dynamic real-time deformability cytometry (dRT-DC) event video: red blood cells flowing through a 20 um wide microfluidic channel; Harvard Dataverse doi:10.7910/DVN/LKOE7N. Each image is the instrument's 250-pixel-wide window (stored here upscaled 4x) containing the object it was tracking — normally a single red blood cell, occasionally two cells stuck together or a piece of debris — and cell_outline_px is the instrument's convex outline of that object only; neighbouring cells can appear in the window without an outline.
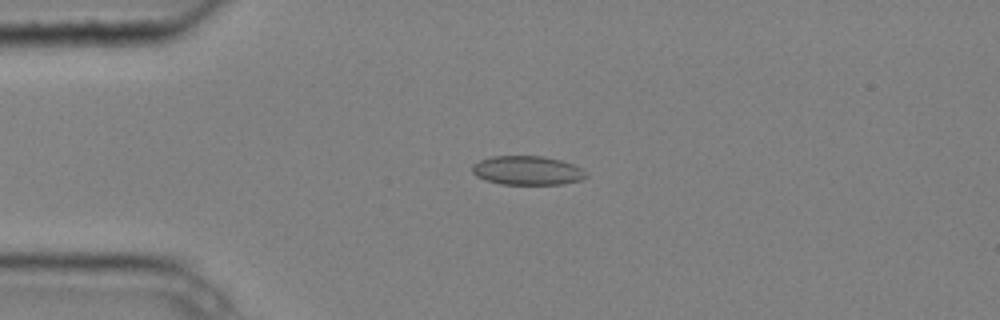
{"species": "common noctule bat (a hibernating species)", "species_latin": "Nyctalus noctula", "temperature_condition": "cold", "stored_images_in_passage": 3, "camera_frame_rate_fps": 3000, "um_per_image_px": 0.085, "animal": {"sex": "male", "body_mass_g": 20.4}, "frame": {"image": 1, "passage_image": 3, "time_ms": 0.667, "image_size_px": [1000, 320], "cell_outline_px": [[588, 176], [580, 180], [564, 184], [500, 184], [476, 176], [472, 172], [472, 164], [480, 160], [492, 156], [544, 156], [560, 160], [572, 164], [580, 168]], "centroid_in_image_um": [44.8, 14.49], "position_along_channel_um": 40.2, "area_um2": 19.13}}